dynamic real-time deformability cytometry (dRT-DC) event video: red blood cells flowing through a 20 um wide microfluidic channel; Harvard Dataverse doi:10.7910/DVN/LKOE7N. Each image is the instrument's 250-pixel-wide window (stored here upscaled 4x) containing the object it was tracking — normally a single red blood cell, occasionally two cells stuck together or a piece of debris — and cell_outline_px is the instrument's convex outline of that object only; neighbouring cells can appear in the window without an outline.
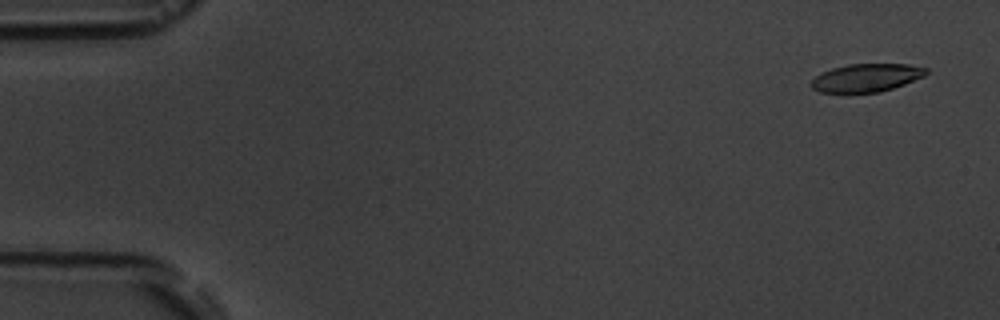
{"species": "common noctule bat (a hibernating species)", "species_latin": "Nyctalus noctula", "temperature_condition": "room temperature", "stored_images_in_passage": 6, "camera_frame_rate_fps": 3000, "um_per_image_px": 0.085, "animal": {"sex": "male", "body_mass_g": 19.5, "forearm_length_mm": 54.6}, "frame": {"image": 1, "passage_image": 1, "time_ms": 0.0, "image_size_px": [1000, 320], "cell_outline_px": [[928, 72], [924, 76], [904, 84], [880, 92], [820, 92], [812, 88], [808, 84], [820, 72], [832, 68], [848, 64], [908, 64], [928, 68]], "centroid_in_image_um": [73.62, 6.6], "position_along_channel_um": 11.4, "area_um2": 18.79}}
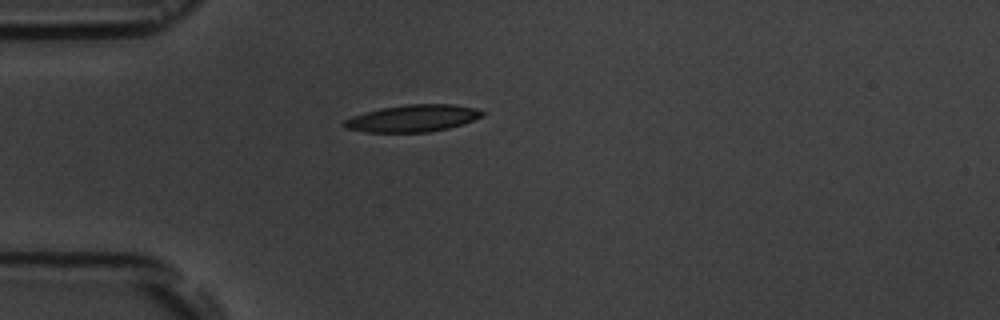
{"frame": {"image": 2, "passage_image": 5, "time_ms": 4.333, "image_size_px": [1000, 320], "cell_outline_px": [[484, 116], [448, 128], [428, 132], [364, 132], [344, 128], [344, 120], [352, 116], [380, 108], [408, 104], [456, 104], [476, 108], [484, 112]], "centroid_in_image_um": [35.08, 10.05], "position_along_channel_um": 49.9, "area_um2": 21.68}}